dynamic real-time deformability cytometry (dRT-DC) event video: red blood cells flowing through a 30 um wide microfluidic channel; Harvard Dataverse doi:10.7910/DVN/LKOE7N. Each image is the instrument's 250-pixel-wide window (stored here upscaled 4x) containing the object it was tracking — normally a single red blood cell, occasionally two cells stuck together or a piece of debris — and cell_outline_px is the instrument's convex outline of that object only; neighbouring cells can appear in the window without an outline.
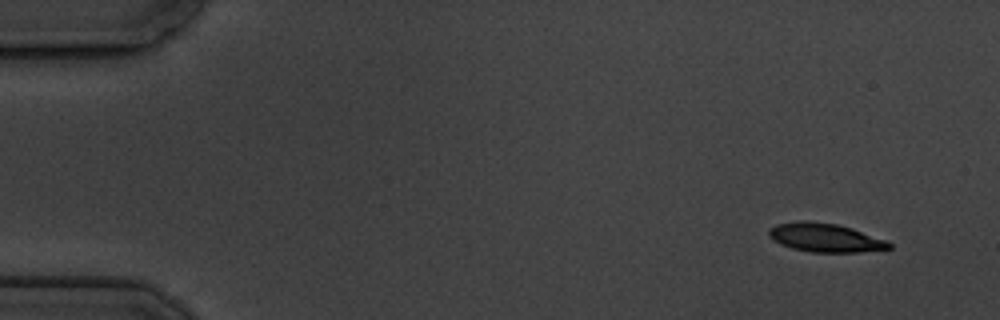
{"species": "common noctule bat (a hibernating species)", "species_latin": "Nyctalus noctula", "temperature_condition": "cold", "stored_images_in_passage": 4, "camera_frame_rate_fps": 3000, "um_per_image_px": 0.085, "animal": {"sex": "male", "body_mass_g": 19.5, "forearm_length_mm": 54.6}, "frame": {"image": 1, "passage_image": 1, "time_ms": 0.0, "image_size_px": [1000, 320], "cell_outline_px": [[892, 248], [860, 252], [812, 252], [792, 248], [780, 244], [772, 240], [768, 236], [768, 228], [776, 224], [796, 220], [808, 220], [836, 224], [852, 228], [888, 240], [892, 244]], "centroid_in_image_um": [70.12, 20.19], "position_along_channel_um": 14.9, "area_um2": 20.4}}